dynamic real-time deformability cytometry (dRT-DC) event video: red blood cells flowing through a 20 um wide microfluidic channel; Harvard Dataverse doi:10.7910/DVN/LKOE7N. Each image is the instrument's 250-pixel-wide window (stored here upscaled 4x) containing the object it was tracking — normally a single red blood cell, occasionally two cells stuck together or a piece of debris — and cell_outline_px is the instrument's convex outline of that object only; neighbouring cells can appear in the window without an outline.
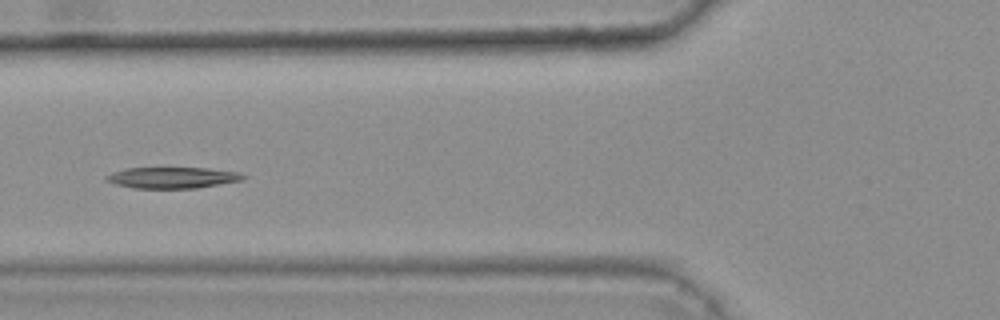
{"species": "common noctule bat (a hibernating species)", "species_latin": "Nyctalus noctula", "temperature_condition": "warm", "stored_images_in_passage": 44, "camera_frame_rate_fps": 3000, "um_per_image_px": 0.085, "animal": {"sex": "female", "body_mass_g": 25.1}, "frame": {"image": 1, "passage_image": 19, "time_ms": 6.0, "image_size_px": [1000, 320], "cell_outline_px": [[248, 176], [244, 180], [196, 188], [132, 188], [116, 184], [104, 180], [104, 176], [112, 172], [128, 168], [208, 168], [240, 172]], "centroid_in_image_um": [14.68, 15.1], "position_along_channel_um": 111.1, "area_um2": 16.99}}